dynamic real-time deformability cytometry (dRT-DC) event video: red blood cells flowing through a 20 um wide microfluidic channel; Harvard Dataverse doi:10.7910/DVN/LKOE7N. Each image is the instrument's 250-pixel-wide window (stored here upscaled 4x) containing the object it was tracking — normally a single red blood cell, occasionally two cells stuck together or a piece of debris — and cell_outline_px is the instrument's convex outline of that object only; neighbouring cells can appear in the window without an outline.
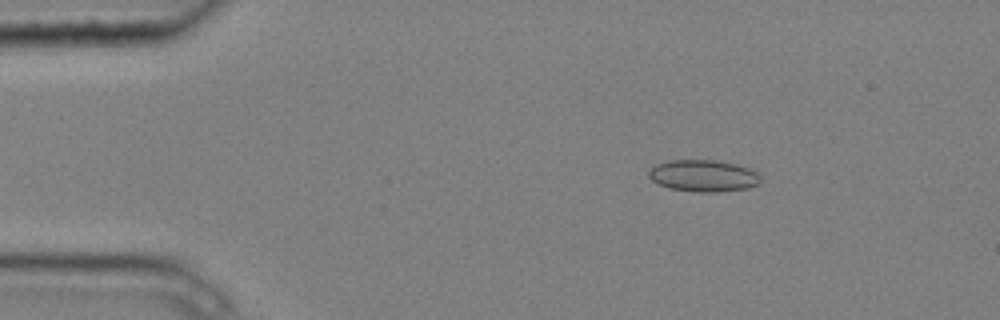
{"species": "common noctule bat (a hibernating species)", "species_latin": "Nyctalus noctula", "temperature_condition": "cold", "stored_images_in_passage": 4, "camera_frame_rate_fps": 3000, "um_per_image_px": 0.085, "animal": {"sex": "male", "body_mass_g": 20.4}, "frame": {"image": 1, "passage_image": 2, "time_ms": 0.333, "image_size_px": [1000, 320], "cell_outline_px": [[760, 184], [748, 188], [716, 192], [696, 192], [668, 188], [652, 180], [648, 176], [648, 172], [656, 164], [668, 160], [716, 160], [736, 164], [748, 168], [756, 172], [760, 176]], "centroid_in_image_um": [59.79, 14.94], "position_along_channel_um": 25.2, "area_um2": 20.75}}